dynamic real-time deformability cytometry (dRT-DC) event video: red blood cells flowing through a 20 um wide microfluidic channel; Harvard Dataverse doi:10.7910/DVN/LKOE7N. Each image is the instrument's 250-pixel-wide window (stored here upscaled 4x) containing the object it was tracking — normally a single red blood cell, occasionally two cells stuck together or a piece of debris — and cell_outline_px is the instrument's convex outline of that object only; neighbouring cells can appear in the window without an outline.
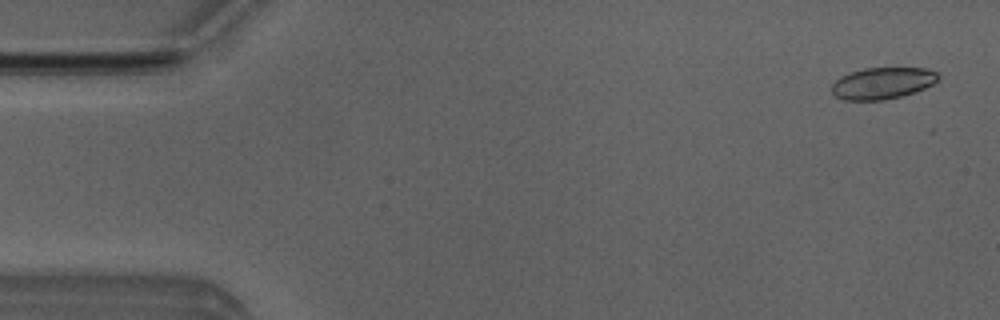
{"species": "Egyptian fruit bat (a non-hibernating species)", "species_latin": "Rousettus aegyptiacus", "temperature_condition": "room temperature", "stored_images_in_passage": 46, "camera_frame_rate_fps": 3000, "um_per_image_px": 0.085, "animal": {"sex": "male"}, "frame": {"image": 1, "passage_image": 2, "time_ms": 0.333, "image_size_px": [1000, 320], "cell_outline_px": [[940, 76], [932, 84], [916, 92], [884, 100], [844, 100], [836, 96], [832, 92], [832, 84], [840, 76], [864, 68], [924, 68], [936, 72]], "centroid_in_image_um": [75.0, 7.07], "position_along_channel_um": 10.0, "area_um2": 19.48}}
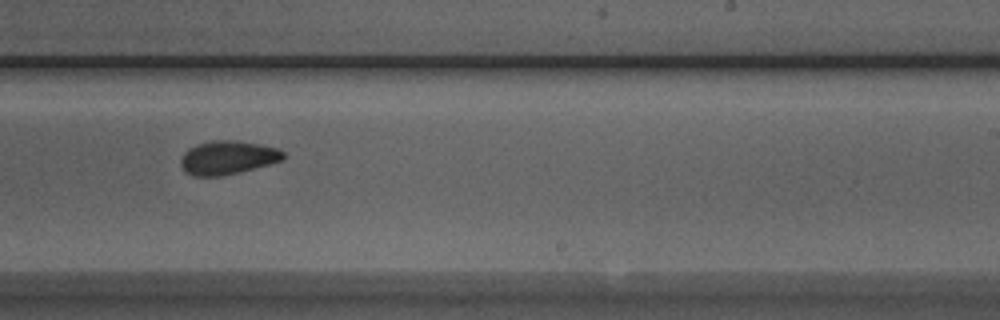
{"frame": {"image": 2, "passage_image": 31, "time_ms": 10.0, "image_size_px": [1000, 320], "cell_outline_px": [[284, 160], [240, 172], [220, 176], [192, 176], [184, 172], [180, 164], [180, 156], [188, 148], [196, 144], [212, 140], [236, 140], [260, 144], [276, 148], [284, 152]], "centroid_in_image_um": [19.31, 13.39], "position_along_channel_um": 269.7, "area_um2": 20.35}}
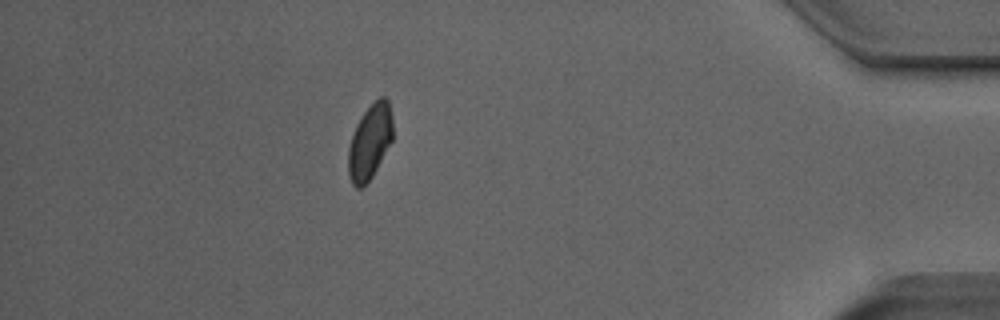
{"frame": {"image": 3, "passage_image": 45, "time_ms": 14.667, "image_size_px": [1000, 320], "cell_outline_px": [[392, 140], [372, 176], [360, 188], [356, 188], [352, 184], [348, 172], [348, 148], [356, 124], [364, 112], [380, 96], [384, 96], [388, 100], [392, 116]], "centroid_in_image_um": [31.43, 12.04], "position_along_channel_um": 403.8, "area_um2": 19.13}}